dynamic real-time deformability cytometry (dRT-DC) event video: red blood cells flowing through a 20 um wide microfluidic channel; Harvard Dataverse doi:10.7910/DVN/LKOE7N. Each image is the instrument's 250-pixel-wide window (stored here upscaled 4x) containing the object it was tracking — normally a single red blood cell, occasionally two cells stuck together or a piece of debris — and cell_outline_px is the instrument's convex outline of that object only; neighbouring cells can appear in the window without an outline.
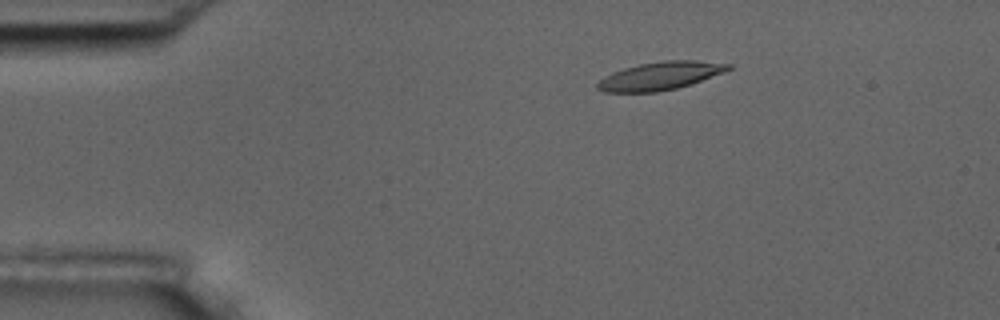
{"species": "common noctule bat (a hibernating species)", "species_latin": "Nyctalus noctula", "temperature_condition": "room temperature", "stored_images_in_passage": 47, "camera_frame_rate_fps": 3000, "um_per_image_px": 0.085, "animal": {"sex": "male", "body_mass_g": 17.5, "forearm_length_mm": 52.3}, "frame": {"image": 1, "passage_image": 1, "time_ms": 0.0, "image_size_px": [1000, 320], "cell_outline_px": [[732, 68], [724, 72], [692, 84], [676, 88], [656, 92], [604, 92], [596, 88], [596, 84], [604, 76], [612, 72], [624, 68], [640, 64], [664, 60], [696, 60], [732, 64]], "centroid_in_image_um": [56.12, 6.45], "position_along_channel_um": 28.9, "area_um2": 21.44}}
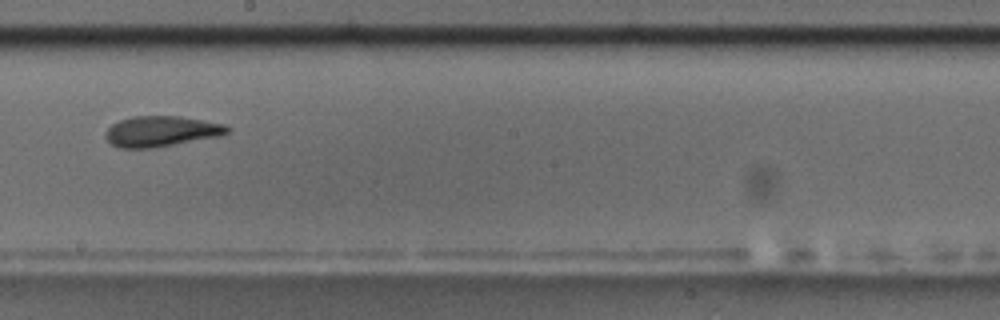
{"frame": {"image": 2, "passage_image": 23, "time_ms": 7.333, "image_size_px": [1000, 320], "cell_outline_px": [[232, 128], [228, 132], [220, 136], [156, 148], [120, 148], [108, 144], [104, 136], [104, 132], [112, 124], [120, 120], [132, 116], [180, 116], [228, 124]], "centroid_in_image_um": [13.71, 11.17], "position_along_channel_um": 234.5, "area_um2": 22.2}}
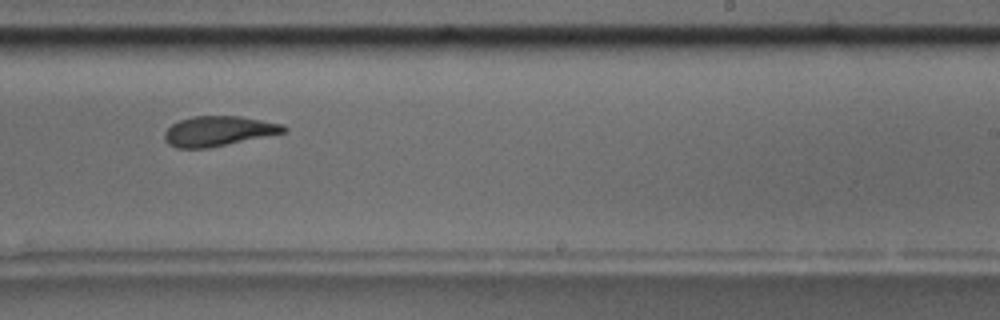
{"frame": {"image": 3, "passage_image": 26, "time_ms": 8.333, "image_size_px": [1000, 320], "cell_outline_px": [[288, 132], [208, 148], [176, 148], [168, 144], [164, 140], [164, 132], [172, 124], [180, 120], [192, 116], [240, 116], [284, 124], [288, 128]], "centroid_in_image_um": [18.59, 11.14], "position_along_channel_um": 270.4, "area_um2": 20.98}, "authors_computed_cell_mechanics": {"area_um2": 21.5594, "velocity_mm_per_s": 3.5941, "shape_relaxation_time_tau1_ms": 9.0341, "shape_relaxation_time_tau2_ms": 3.5306, "deformation_change_tau1": 0.2385, "deformation_change_tau2": 0.1069}}